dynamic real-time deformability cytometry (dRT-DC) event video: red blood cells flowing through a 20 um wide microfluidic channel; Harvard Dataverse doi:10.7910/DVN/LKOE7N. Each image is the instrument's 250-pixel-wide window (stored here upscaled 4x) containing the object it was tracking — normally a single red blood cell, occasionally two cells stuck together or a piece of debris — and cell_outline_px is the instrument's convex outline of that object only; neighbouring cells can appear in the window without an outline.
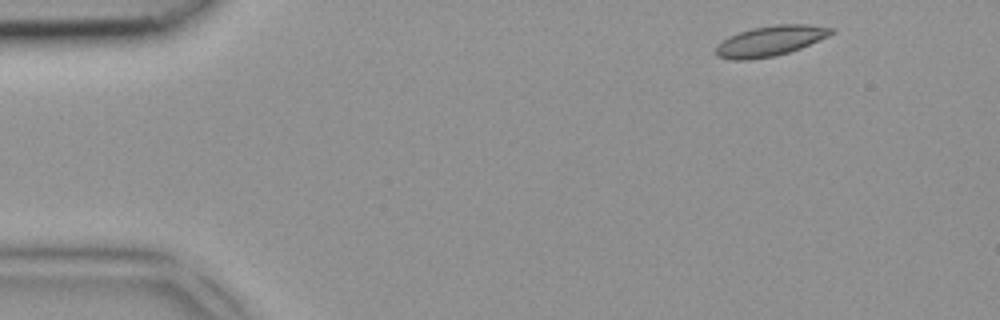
{"species": "common noctule bat (a hibernating species)", "species_latin": "Nyctalus noctula", "temperature_condition": "room temperature", "stored_images_in_passage": 3, "camera_frame_rate_fps": 3000, "um_per_image_px": 0.085, "animal": {"sex": "female", "body_mass_g": 18.4}, "frame": {"image": 1, "passage_image": 1, "time_ms": 0.0, "image_size_px": [1000, 320], "cell_outline_px": [[836, 32], [828, 36], [800, 48], [776, 56], [752, 60], [732, 60], [716, 56], [716, 44], [728, 36], [752, 28], [776, 24], [808, 24], [836, 28]], "centroid_in_image_um": [65.47, 3.48], "position_along_channel_um": 19.5, "area_um2": 20.58}}